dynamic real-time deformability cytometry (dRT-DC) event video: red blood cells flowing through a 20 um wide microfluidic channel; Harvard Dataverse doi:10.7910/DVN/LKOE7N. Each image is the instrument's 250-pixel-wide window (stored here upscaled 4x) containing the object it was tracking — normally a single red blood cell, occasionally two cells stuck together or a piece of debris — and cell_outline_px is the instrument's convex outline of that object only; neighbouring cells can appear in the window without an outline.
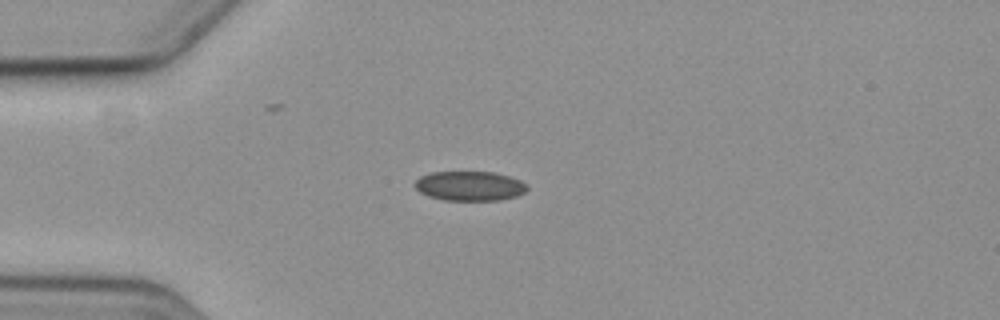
{"species": "common noctule bat (a hibernating species)", "species_latin": "Nyctalus noctula", "temperature_condition": "cold", "stored_images_in_passage": 6, "camera_frame_rate_fps": 3000, "um_per_image_px": 0.085, "animal": {"sex": "female", "body_mass_g": 19.3, "forearm_length_mm": 54.1}, "frame": {"image": 1, "passage_image": 3, "time_ms": 2.333, "image_size_px": [1000, 320], "cell_outline_px": [[528, 188], [524, 192], [516, 196], [500, 200], [444, 200], [428, 196], [420, 192], [412, 184], [420, 176], [432, 172], [496, 172], [520, 180]], "centroid_in_image_um": [39.89, 15.8], "position_along_channel_um": 45.1, "area_um2": 19.31}}
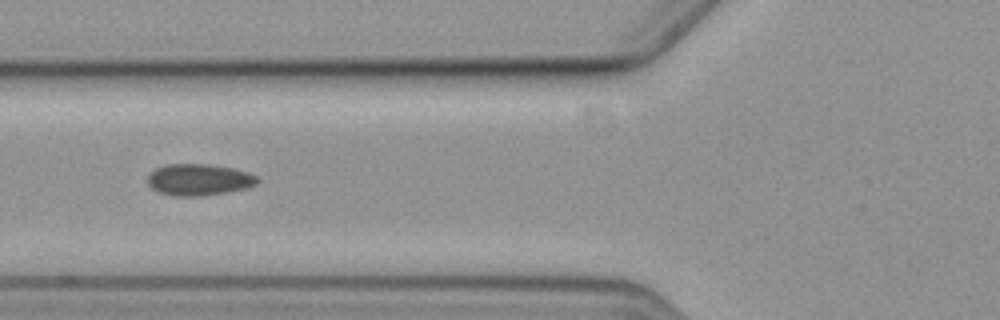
{"frame": {"image": 2, "passage_image": 5, "time_ms": 4.667, "image_size_px": [1000, 320], "cell_outline_px": [[260, 180], [256, 184], [248, 188], [204, 196], [176, 196], [160, 192], [152, 188], [148, 184], [148, 176], [156, 168], [164, 164], [208, 164], [232, 168], [248, 172], [256, 176]], "centroid_in_image_um": [16.93, 15.27], "position_along_channel_um": 108.9, "area_um2": 20.17}}